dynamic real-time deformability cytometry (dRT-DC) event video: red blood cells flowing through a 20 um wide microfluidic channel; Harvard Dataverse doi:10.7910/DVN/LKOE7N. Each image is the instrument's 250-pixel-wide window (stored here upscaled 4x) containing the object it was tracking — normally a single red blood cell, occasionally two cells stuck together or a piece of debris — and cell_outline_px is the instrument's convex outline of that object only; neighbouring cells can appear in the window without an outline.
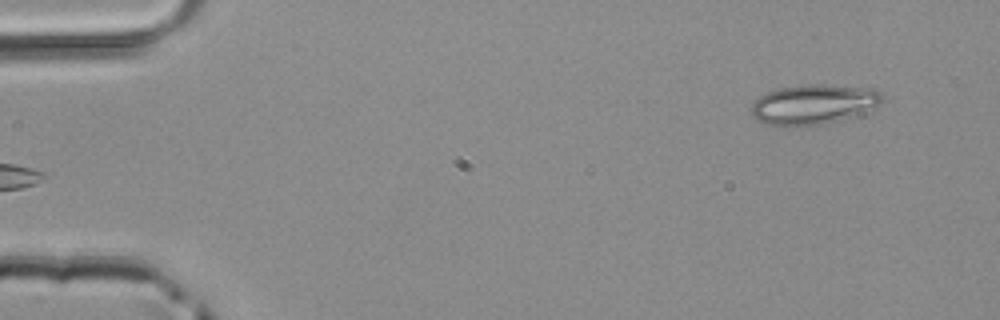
{"species": "common noctule bat (a hibernating species)", "species_latin": "Nyctalus noctula", "temperature_condition": "room temperature", "stored_images_in_passage": 46, "camera_frame_rate_fps": 3000, "um_per_image_px": 0.085, "animal": {"sex": "male", "body_mass_g": 20.4}, "frame": {"image": 1, "passage_image": 1, "time_ms": 0.0, "image_size_px": [1000, 320], "cell_outline_px": [[884, 100], [860, 112], [824, 124], [764, 124], [756, 120], [752, 116], [752, 104], [760, 96], [768, 92], [780, 88], [812, 84], [820, 84], [872, 88], [880, 92], [884, 96]], "centroid_in_image_um": [69.12, 8.83], "position_along_channel_um": 15.9, "area_um2": 29.3}}
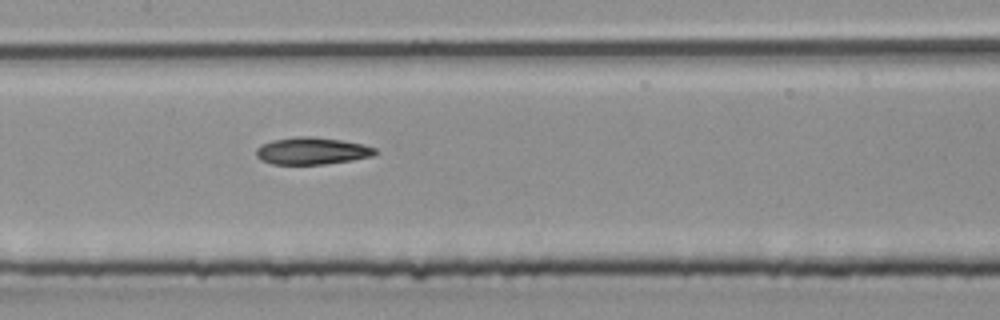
{"frame": {"image": 2, "passage_image": 21, "time_ms": 6.667, "image_size_px": [1000, 320], "cell_outline_px": [[380, 152], [372, 156], [352, 160], [324, 164], [272, 164], [260, 160], [256, 156], [256, 148], [260, 144], [272, 140], [296, 136], [312, 136], [340, 140], [360, 144], [376, 148]], "centroid_in_image_um": [26.48, 12.82], "position_along_channel_um": 180.9, "area_um2": 18.9}}
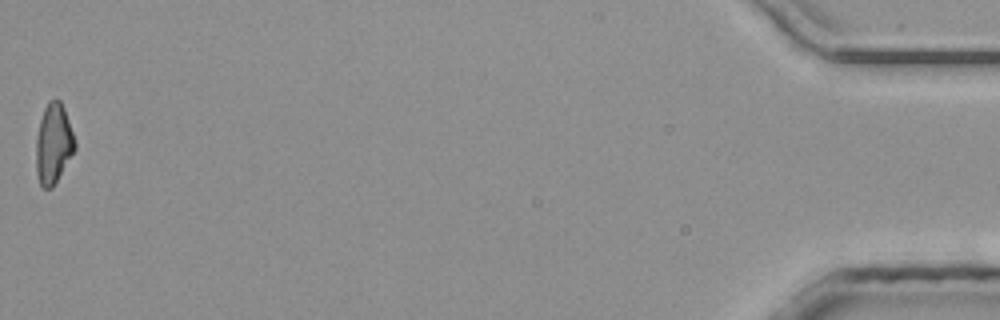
{"frame": {"image": 3, "passage_image": 46, "time_ms": 15.0, "image_size_px": [1000, 320], "cell_outline_px": [[76, 148], [52, 188], [44, 188], [40, 184], [36, 172], [36, 140], [40, 120], [44, 108], [48, 100], [60, 100], [64, 108], [76, 140]], "centroid_in_image_um": [4.55, 12.2], "position_along_channel_um": 430.7, "area_um2": 18.03}}